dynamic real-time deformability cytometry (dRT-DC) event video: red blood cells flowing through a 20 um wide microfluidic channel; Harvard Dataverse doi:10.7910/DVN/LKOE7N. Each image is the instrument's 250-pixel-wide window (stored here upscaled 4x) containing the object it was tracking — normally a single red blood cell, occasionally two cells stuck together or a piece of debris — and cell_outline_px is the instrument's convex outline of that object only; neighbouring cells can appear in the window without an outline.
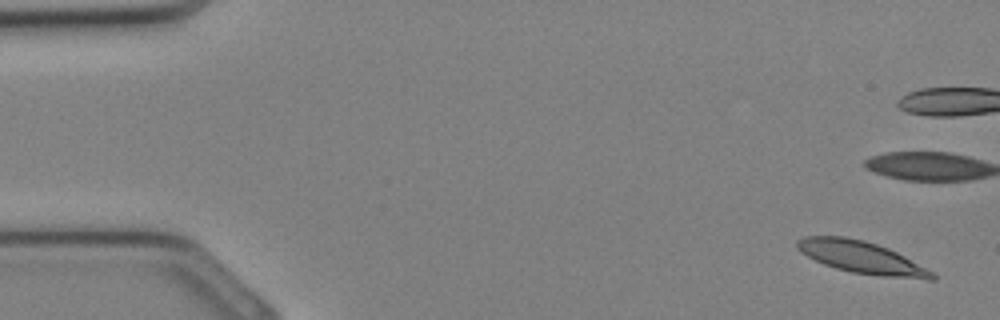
{"species": "Egyptian fruit bat (a non-hibernating species)", "species_latin": "Rousettus aegyptiacus", "temperature_condition": "cold", "stored_images_in_passage": 34, "camera_frame_rate_fps": 3000, "um_per_image_px": 0.085, "animal": {"sex": "female"}, "frame": {"image": 1, "passage_image": 1, "time_ms": 0.0, "image_size_px": [1000, 320], "cell_outline_px": [[936, 280], [928, 280], [880, 276], [852, 272], [836, 268], [824, 264], [800, 252], [796, 248], [796, 240], [804, 236], [844, 236], [864, 240], [888, 248], [904, 256], [932, 272], [936, 276]], "centroid_in_image_um": [73.21, 21.87], "position_along_channel_um": 11.8, "area_um2": 25.14}}
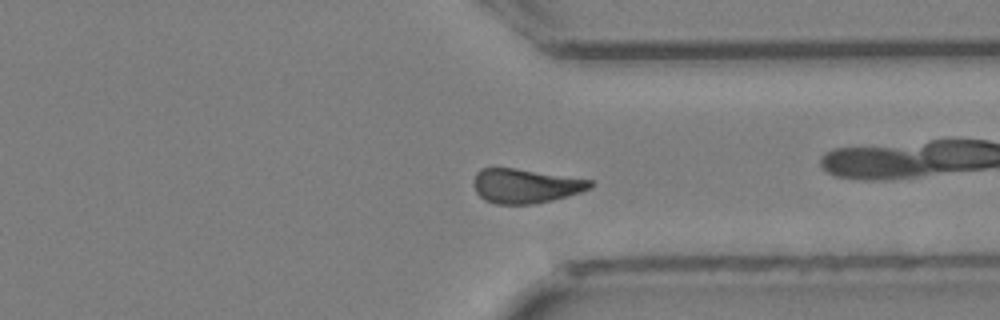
{"frame": {"image": 2, "passage_image": 25, "time_ms": 8.0, "image_size_px": [1000, 320], "cell_outline_px": [[596, 184], [592, 188], [580, 192], [552, 200], [532, 204], [496, 204], [484, 200], [476, 192], [476, 172], [480, 168], [516, 168], [592, 180]], "centroid_in_image_um": [44.71, 15.8], "position_along_channel_um": 366.7, "area_um2": 23.18}}